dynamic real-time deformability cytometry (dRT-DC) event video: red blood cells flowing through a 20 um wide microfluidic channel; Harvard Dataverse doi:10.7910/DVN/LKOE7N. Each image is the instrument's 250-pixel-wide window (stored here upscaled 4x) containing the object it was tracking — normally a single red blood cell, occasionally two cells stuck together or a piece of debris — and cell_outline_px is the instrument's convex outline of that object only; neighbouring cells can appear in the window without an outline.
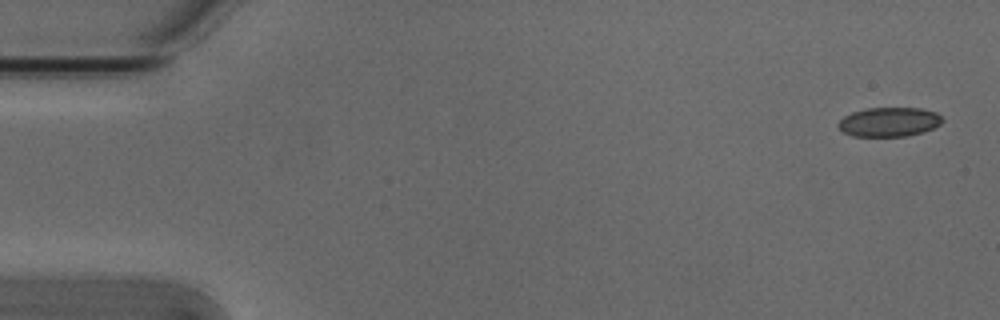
{"species": "Egyptian fruit bat (a non-hibernating species)", "species_latin": "Rousettus aegyptiacus", "temperature_condition": "cold", "stored_images_in_passage": 8, "camera_frame_rate_fps": 3000, "um_per_image_px": 0.085, "animal": {"sex": "male"}, "frame": {"image": 1, "passage_image": 1, "time_ms": 0.0, "image_size_px": [1000, 320], "cell_outline_px": [[944, 120], [940, 124], [932, 128], [908, 136], [852, 136], [844, 132], [836, 124], [844, 116], [852, 112], [868, 108], [920, 108], [936, 112]], "centroid_in_image_um": [75.56, 10.36], "position_along_channel_um": 9.4, "area_um2": 17.63}}
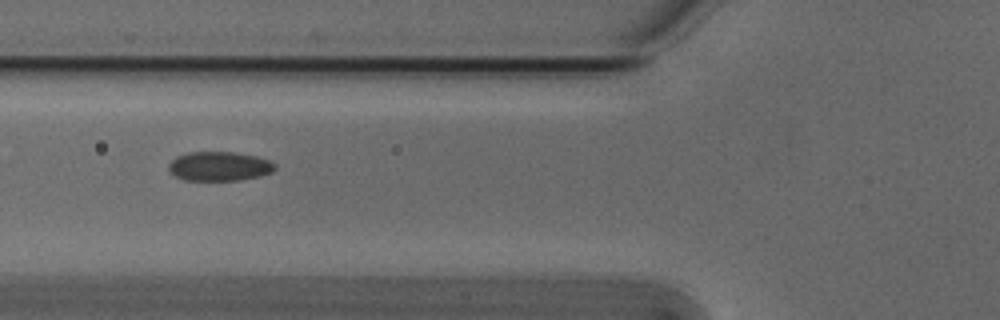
{"frame": {"image": 2, "passage_image": 6, "time_ms": 1.667, "image_size_px": [1000, 320], "cell_outline_px": [[276, 168], [272, 172], [260, 176], [236, 180], [184, 180], [176, 176], [168, 168], [168, 164], [176, 156], [188, 152], [236, 152], [256, 156], [268, 160], [276, 164]], "centroid_in_image_um": [18.65, 14.12], "position_along_channel_um": 107.2, "area_um2": 18.09}}
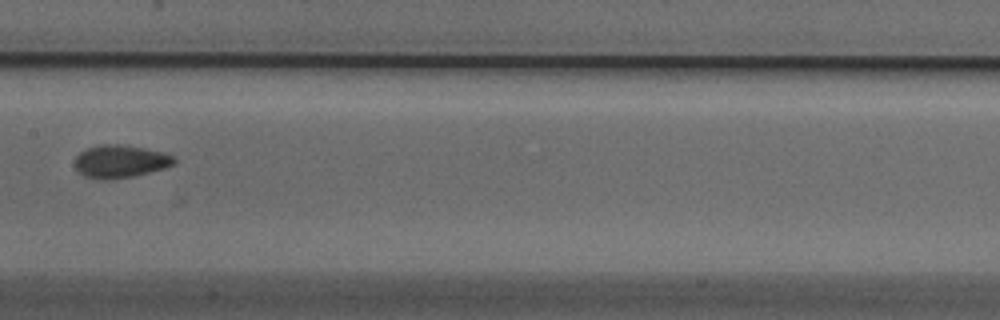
{"frame": {"image": 3, "passage_image": 8, "time_ms": 2.333, "image_size_px": [1000, 320], "cell_outline_px": [[176, 164], [164, 168], [132, 176], [104, 180], [84, 176], [76, 168], [76, 156], [80, 152], [88, 148], [104, 144], [120, 144], [144, 148], [164, 152], [176, 156]], "centroid_in_image_um": [10.27, 13.71], "position_along_channel_um": 197.1, "area_um2": 18.84}}